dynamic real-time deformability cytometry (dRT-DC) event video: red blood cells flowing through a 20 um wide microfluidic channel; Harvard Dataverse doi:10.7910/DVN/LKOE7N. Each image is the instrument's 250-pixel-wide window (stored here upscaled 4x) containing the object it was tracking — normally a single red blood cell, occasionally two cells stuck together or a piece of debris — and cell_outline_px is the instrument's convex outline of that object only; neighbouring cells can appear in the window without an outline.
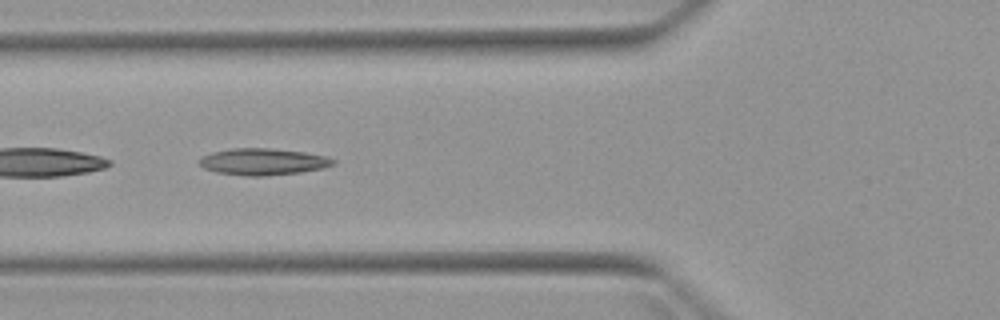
{"species": "Egyptian fruit bat (a non-hibernating species)", "species_latin": "Rousettus aegyptiacus", "temperature_condition": "warm", "stored_images_in_passage": 6, "segment_of_instrument_passage": [2, 2], "camera_frame_rate_fps": 3000, "um_per_image_px": 0.085, "animal": {"sex": "female"}, "frame": {"image": 1, "passage_image": 6, "time_ms": 5.667, "image_size_px": [1000, 320], "cell_outline_px": [[336, 164], [324, 168], [300, 172], [264, 176], [248, 176], [216, 172], [204, 168], [196, 160], [200, 156], [212, 152], [232, 148], [268, 148], [304, 152], [328, 156], [336, 160]], "centroid_in_image_um": [22.35, 13.74], "position_along_channel_um": 103.4, "area_um2": 20.98}}